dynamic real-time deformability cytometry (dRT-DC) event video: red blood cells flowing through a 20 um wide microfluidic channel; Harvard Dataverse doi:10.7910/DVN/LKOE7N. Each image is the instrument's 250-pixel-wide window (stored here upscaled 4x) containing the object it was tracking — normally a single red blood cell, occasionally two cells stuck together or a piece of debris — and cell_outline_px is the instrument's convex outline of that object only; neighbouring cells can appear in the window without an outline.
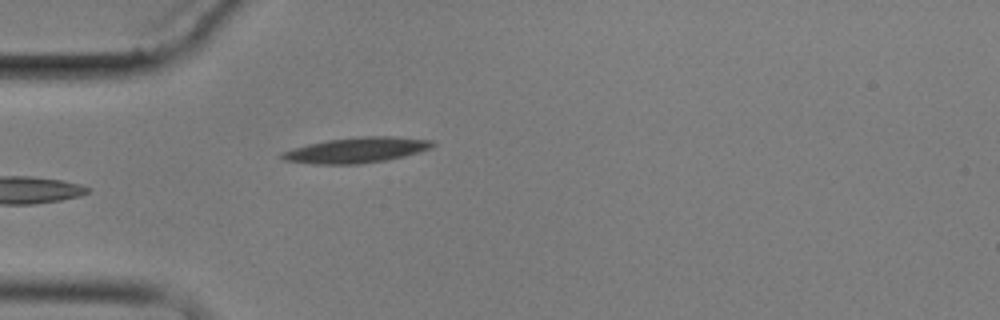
{"species": "common noctule bat (a hibernating species)", "species_latin": "Nyctalus noctula", "temperature_condition": "cold", "stored_images_in_passage": 4, "camera_frame_rate_fps": 3000, "um_per_image_px": 0.085, "animal": {"sex": "male", "body_mass_g": 17.9}, "frame": {"image": 1, "passage_image": 4, "time_ms": 4.667, "image_size_px": [1000, 320], "cell_outline_px": [[436, 144], [432, 148], [420, 152], [404, 156], [384, 160], [360, 164], [312, 164], [284, 160], [280, 156], [280, 152], [308, 144], [328, 140], [360, 136], [396, 136], [432, 140]], "centroid_in_image_um": [30.33, 12.75], "position_along_channel_um": 54.7, "area_um2": 22.43}}